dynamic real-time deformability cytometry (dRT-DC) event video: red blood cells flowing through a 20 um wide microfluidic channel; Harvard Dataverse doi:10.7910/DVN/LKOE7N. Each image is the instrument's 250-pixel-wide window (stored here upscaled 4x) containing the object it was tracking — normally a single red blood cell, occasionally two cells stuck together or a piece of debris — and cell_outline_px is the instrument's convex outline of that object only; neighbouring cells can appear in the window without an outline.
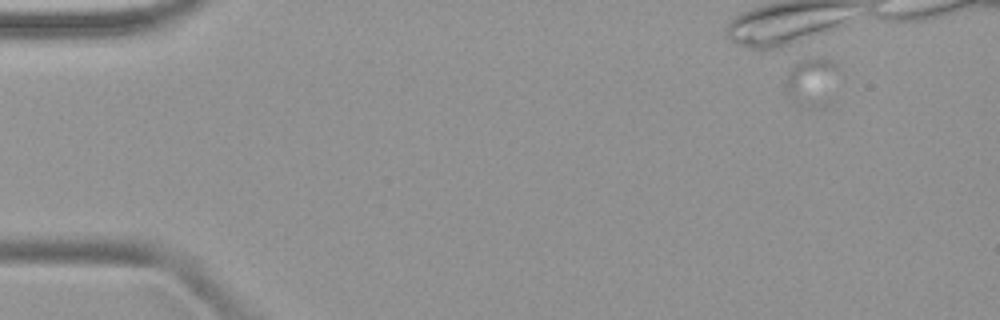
{"species": "common noctule bat (a hibernating species)", "species_latin": "Nyctalus noctula", "temperature_condition": "warm", "stored_images_in_passage": 42, "camera_frame_rate_fps": 3000, "um_per_image_px": 0.085, "animal": {"sex": "female", "body_mass_g": 19.9}, "frame": {"image": 1, "passage_image": 6, "time_ms": 1.667, "image_size_px": [1000, 320], "cell_outline_px": [[836, 68], [828, 104], [824, 108], [808, 108], [792, 100], [784, 92], [788, 72], [792, 64], [800, 60], [832, 60], [836, 64]], "centroid_in_image_um": [68.92, 7.02], "position_along_channel_um": 16.1, "area_um2": 14.51}}
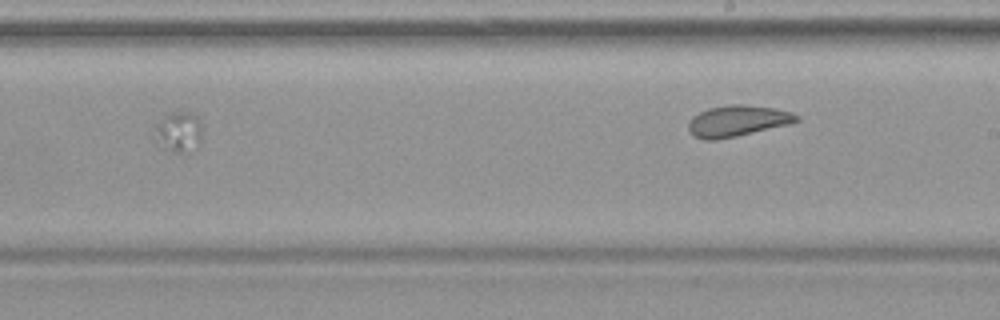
{"frame": {"image": 2, "passage_image": 34, "time_ms": 11.0, "image_size_px": [1000, 320], "cell_outline_px": [[200, 144], [196, 148], [180, 152], [164, 148], [156, 144], [152, 140], [156, 124], [160, 120], [172, 112], [192, 112], [200, 120]], "centroid_in_image_um": [15.14, 11.21], "position_along_channel_um": 273.9, "area_um2": 11.16}}
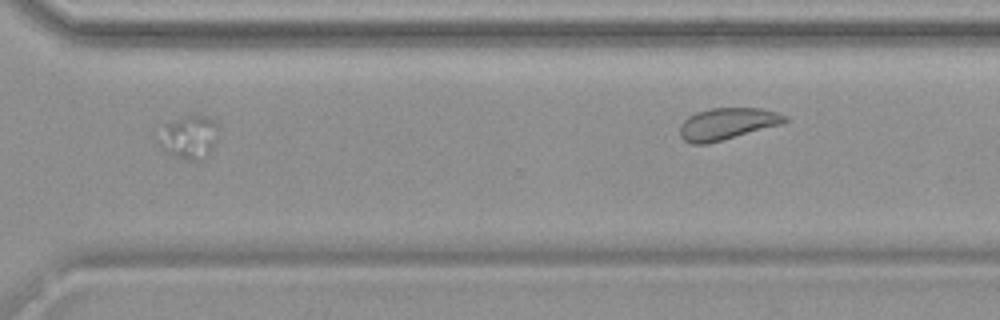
{"frame": {"image": 3, "passage_image": 40, "time_ms": 13.0, "image_size_px": [1000, 320], "cell_outline_px": [[220, 128], [216, 140], [212, 148], [204, 160], [196, 164], [164, 152], [160, 144], [168, 124], [180, 116], [192, 112], [204, 116], [212, 120]], "centroid_in_image_um": [16.17, 11.68], "position_along_channel_um": 354.4, "area_um2": 15.2}}